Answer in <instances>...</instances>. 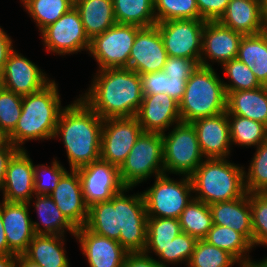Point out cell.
I'll return each mask as SVG.
<instances>
[{"mask_svg":"<svg viewBox=\"0 0 267 267\" xmlns=\"http://www.w3.org/2000/svg\"><path fill=\"white\" fill-rule=\"evenodd\" d=\"M96 72L88 91L80 97L102 119L135 117L143 99L140 75L129 68Z\"/></svg>","mask_w":267,"mask_h":267,"instance_id":"obj_1","label":"cell"},{"mask_svg":"<svg viewBox=\"0 0 267 267\" xmlns=\"http://www.w3.org/2000/svg\"><path fill=\"white\" fill-rule=\"evenodd\" d=\"M103 121L81 97L63 107L54 139L63 140L70 170L100 159Z\"/></svg>","mask_w":267,"mask_h":267,"instance_id":"obj_2","label":"cell"},{"mask_svg":"<svg viewBox=\"0 0 267 267\" xmlns=\"http://www.w3.org/2000/svg\"><path fill=\"white\" fill-rule=\"evenodd\" d=\"M58 84L51 80L41 90L24 95L22 111L15 129L6 137L17 149L28 140L54 139L62 111Z\"/></svg>","mask_w":267,"mask_h":267,"instance_id":"obj_3","label":"cell"},{"mask_svg":"<svg viewBox=\"0 0 267 267\" xmlns=\"http://www.w3.org/2000/svg\"><path fill=\"white\" fill-rule=\"evenodd\" d=\"M244 169L226 158H205L190 175L194 198L211 205L243 197Z\"/></svg>","mask_w":267,"mask_h":267,"instance_id":"obj_4","label":"cell"},{"mask_svg":"<svg viewBox=\"0 0 267 267\" xmlns=\"http://www.w3.org/2000/svg\"><path fill=\"white\" fill-rule=\"evenodd\" d=\"M223 82L213 67L200 65L188 78L179 102L181 121L192 122L225 112L227 95Z\"/></svg>","mask_w":267,"mask_h":267,"instance_id":"obj_5","label":"cell"},{"mask_svg":"<svg viewBox=\"0 0 267 267\" xmlns=\"http://www.w3.org/2000/svg\"><path fill=\"white\" fill-rule=\"evenodd\" d=\"M170 130L167 135L162 134L165 174L190 176L205 159L195 127L191 122L181 121Z\"/></svg>","mask_w":267,"mask_h":267,"instance_id":"obj_6","label":"cell"},{"mask_svg":"<svg viewBox=\"0 0 267 267\" xmlns=\"http://www.w3.org/2000/svg\"><path fill=\"white\" fill-rule=\"evenodd\" d=\"M119 170L124 186L132 189L154 174H164L162 134L143 132Z\"/></svg>","mask_w":267,"mask_h":267,"instance_id":"obj_7","label":"cell"},{"mask_svg":"<svg viewBox=\"0 0 267 267\" xmlns=\"http://www.w3.org/2000/svg\"><path fill=\"white\" fill-rule=\"evenodd\" d=\"M168 176H156L152 187L142 192L148 217L179 219L194 198L190 176L182 175L179 181Z\"/></svg>","mask_w":267,"mask_h":267,"instance_id":"obj_8","label":"cell"},{"mask_svg":"<svg viewBox=\"0 0 267 267\" xmlns=\"http://www.w3.org/2000/svg\"><path fill=\"white\" fill-rule=\"evenodd\" d=\"M142 27L115 23L104 33L90 40L89 53L99 65L98 70L107 68H129V55Z\"/></svg>","mask_w":267,"mask_h":267,"instance_id":"obj_9","label":"cell"},{"mask_svg":"<svg viewBox=\"0 0 267 267\" xmlns=\"http://www.w3.org/2000/svg\"><path fill=\"white\" fill-rule=\"evenodd\" d=\"M205 23V20L197 19H173L156 23L168 56L197 60L200 63Z\"/></svg>","mask_w":267,"mask_h":267,"instance_id":"obj_10","label":"cell"},{"mask_svg":"<svg viewBox=\"0 0 267 267\" xmlns=\"http://www.w3.org/2000/svg\"><path fill=\"white\" fill-rule=\"evenodd\" d=\"M40 33L47 52L62 56L82 50L89 51L90 40L85 34L80 14L75 6Z\"/></svg>","mask_w":267,"mask_h":267,"instance_id":"obj_11","label":"cell"},{"mask_svg":"<svg viewBox=\"0 0 267 267\" xmlns=\"http://www.w3.org/2000/svg\"><path fill=\"white\" fill-rule=\"evenodd\" d=\"M131 188L119 192V243L127 252H143L147 242V212L142 193L125 195Z\"/></svg>","mask_w":267,"mask_h":267,"instance_id":"obj_12","label":"cell"},{"mask_svg":"<svg viewBox=\"0 0 267 267\" xmlns=\"http://www.w3.org/2000/svg\"><path fill=\"white\" fill-rule=\"evenodd\" d=\"M143 132L136 117L104 119L100 159L120 168Z\"/></svg>","mask_w":267,"mask_h":267,"instance_id":"obj_13","label":"cell"},{"mask_svg":"<svg viewBox=\"0 0 267 267\" xmlns=\"http://www.w3.org/2000/svg\"><path fill=\"white\" fill-rule=\"evenodd\" d=\"M88 207L95 203L109 201L121 192L124 184L121 181L119 167L102 159L76 169Z\"/></svg>","mask_w":267,"mask_h":267,"instance_id":"obj_14","label":"cell"},{"mask_svg":"<svg viewBox=\"0 0 267 267\" xmlns=\"http://www.w3.org/2000/svg\"><path fill=\"white\" fill-rule=\"evenodd\" d=\"M167 58L157 25L142 27L129 55V69L139 75L162 71Z\"/></svg>","mask_w":267,"mask_h":267,"instance_id":"obj_15","label":"cell"},{"mask_svg":"<svg viewBox=\"0 0 267 267\" xmlns=\"http://www.w3.org/2000/svg\"><path fill=\"white\" fill-rule=\"evenodd\" d=\"M50 81L45 72L15 49L10 53L1 72L3 88L21 96L41 90Z\"/></svg>","mask_w":267,"mask_h":267,"instance_id":"obj_16","label":"cell"},{"mask_svg":"<svg viewBox=\"0 0 267 267\" xmlns=\"http://www.w3.org/2000/svg\"><path fill=\"white\" fill-rule=\"evenodd\" d=\"M242 37L241 33L233 31L219 21H206L202 34L200 65L212 67L209 59L222 65L236 59Z\"/></svg>","mask_w":267,"mask_h":267,"instance_id":"obj_17","label":"cell"},{"mask_svg":"<svg viewBox=\"0 0 267 267\" xmlns=\"http://www.w3.org/2000/svg\"><path fill=\"white\" fill-rule=\"evenodd\" d=\"M34 164L26 149H18L9 159L2 187L3 200L31 204L34 191Z\"/></svg>","mask_w":267,"mask_h":267,"instance_id":"obj_18","label":"cell"},{"mask_svg":"<svg viewBox=\"0 0 267 267\" xmlns=\"http://www.w3.org/2000/svg\"><path fill=\"white\" fill-rule=\"evenodd\" d=\"M144 132L165 133L181 122L179 103L166 93L143 95L135 116Z\"/></svg>","mask_w":267,"mask_h":267,"instance_id":"obj_19","label":"cell"},{"mask_svg":"<svg viewBox=\"0 0 267 267\" xmlns=\"http://www.w3.org/2000/svg\"><path fill=\"white\" fill-rule=\"evenodd\" d=\"M205 158H229L231 152L230 125L227 111L198 118L191 122Z\"/></svg>","mask_w":267,"mask_h":267,"instance_id":"obj_20","label":"cell"},{"mask_svg":"<svg viewBox=\"0 0 267 267\" xmlns=\"http://www.w3.org/2000/svg\"><path fill=\"white\" fill-rule=\"evenodd\" d=\"M71 172V173H70ZM66 172L55 189L49 194L66 219L76 228L85 226L88 218L81 187V181L76 170Z\"/></svg>","mask_w":267,"mask_h":267,"instance_id":"obj_21","label":"cell"},{"mask_svg":"<svg viewBox=\"0 0 267 267\" xmlns=\"http://www.w3.org/2000/svg\"><path fill=\"white\" fill-rule=\"evenodd\" d=\"M75 238L90 267H123L128 252L118 241L97 235L85 226L76 230Z\"/></svg>","mask_w":267,"mask_h":267,"instance_id":"obj_22","label":"cell"},{"mask_svg":"<svg viewBox=\"0 0 267 267\" xmlns=\"http://www.w3.org/2000/svg\"><path fill=\"white\" fill-rule=\"evenodd\" d=\"M28 203L2 200L1 217L8 248L14 254H23L36 235L32 219L29 217Z\"/></svg>","mask_w":267,"mask_h":267,"instance_id":"obj_23","label":"cell"},{"mask_svg":"<svg viewBox=\"0 0 267 267\" xmlns=\"http://www.w3.org/2000/svg\"><path fill=\"white\" fill-rule=\"evenodd\" d=\"M218 21L242 35H255L267 29L261 0H230Z\"/></svg>","mask_w":267,"mask_h":267,"instance_id":"obj_24","label":"cell"},{"mask_svg":"<svg viewBox=\"0 0 267 267\" xmlns=\"http://www.w3.org/2000/svg\"><path fill=\"white\" fill-rule=\"evenodd\" d=\"M212 222L243 234L253 245L252 214L249 193L232 201L209 205Z\"/></svg>","mask_w":267,"mask_h":267,"instance_id":"obj_25","label":"cell"},{"mask_svg":"<svg viewBox=\"0 0 267 267\" xmlns=\"http://www.w3.org/2000/svg\"><path fill=\"white\" fill-rule=\"evenodd\" d=\"M227 115H238L267 126V86L252 90L228 92Z\"/></svg>","mask_w":267,"mask_h":267,"instance_id":"obj_26","label":"cell"},{"mask_svg":"<svg viewBox=\"0 0 267 267\" xmlns=\"http://www.w3.org/2000/svg\"><path fill=\"white\" fill-rule=\"evenodd\" d=\"M80 14L85 34L92 40L104 33L116 22L113 0H74Z\"/></svg>","mask_w":267,"mask_h":267,"instance_id":"obj_27","label":"cell"},{"mask_svg":"<svg viewBox=\"0 0 267 267\" xmlns=\"http://www.w3.org/2000/svg\"><path fill=\"white\" fill-rule=\"evenodd\" d=\"M63 235H35L23 253L41 267H70Z\"/></svg>","mask_w":267,"mask_h":267,"instance_id":"obj_28","label":"cell"},{"mask_svg":"<svg viewBox=\"0 0 267 267\" xmlns=\"http://www.w3.org/2000/svg\"><path fill=\"white\" fill-rule=\"evenodd\" d=\"M85 227L93 233L119 242V193L109 201L99 202L88 208Z\"/></svg>","mask_w":267,"mask_h":267,"instance_id":"obj_29","label":"cell"},{"mask_svg":"<svg viewBox=\"0 0 267 267\" xmlns=\"http://www.w3.org/2000/svg\"><path fill=\"white\" fill-rule=\"evenodd\" d=\"M34 209L38 214L40 223L34 222L33 229L36 235H63L66 231L75 237L76 228L66 219L60 209L57 207L53 199L49 195L34 196ZM43 226L41 227L40 226Z\"/></svg>","mask_w":267,"mask_h":267,"instance_id":"obj_30","label":"cell"},{"mask_svg":"<svg viewBox=\"0 0 267 267\" xmlns=\"http://www.w3.org/2000/svg\"><path fill=\"white\" fill-rule=\"evenodd\" d=\"M237 59L250 68L262 86H267V29L255 35H243Z\"/></svg>","mask_w":267,"mask_h":267,"instance_id":"obj_31","label":"cell"},{"mask_svg":"<svg viewBox=\"0 0 267 267\" xmlns=\"http://www.w3.org/2000/svg\"><path fill=\"white\" fill-rule=\"evenodd\" d=\"M204 240L229 252L240 263L251 261L249 252L253 248L252 243L243 234L229 227L213 224Z\"/></svg>","mask_w":267,"mask_h":267,"instance_id":"obj_32","label":"cell"},{"mask_svg":"<svg viewBox=\"0 0 267 267\" xmlns=\"http://www.w3.org/2000/svg\"><path fill=\"white\" fill-rule=\"evenodd\" d=\"M117 23L139 27L156 25L154 0H113Z\"/></svg>","mask_w":267,"mask_h":267,"instance_id":"obj_33","label":"cell"},{"mask_svg":"<svg viewBox=\"0 0 267 267\" xmlns=\"http://www.w3.org/2000/svg\"><path fill=\"white\" fill-rule=\"evenodd\" d=\"M197 241L198 239L196 237L190 236L185 232H181L168 245L145 246L143 252L148 254L153 251L155 255L159 257L156 261L164 267H168L167 263L175 265L179 264V262H186L188 264Z\"/></svg>","mask_w":267,"mask_h":267,"instance_id":"obj_34","label":"cell"},{"mask_svg":"<svg viewBox=\"0 0 267 267\" xmlns=\"http://www.w3.org/2000/svg\"><path fill=\"white\" fill-rule=\"evenodd\" d=\"M182 232L204 239L212 228V215L209 205L193 198L179 217Z\"/></svg>","mask_w":267,"mask_h":267,"instance_id":"obj_35","label":"cell"},{"mask_svg":"<svg viewBox=\"0 0 267 267\" xmlns=\"http://www.w3.org/2000/svg\"><path fill=\"white\" fill-rule=\"evenodd\" d=\"M231 144L256 148L267 139V126L238 115H228Z\"/></svg>","mask_w":267,"mask_h":267,"instance_id":"obj_36","label":"cell"},{"mask_svg":"<svg viewBox=\"0 0 267 267\" xmlns=\"http://www.w3.org/2000/svg\"><path fill=\"white\" fill-rule=\"evenodd\" d=\"M74 7V0H31L24 8L41 32Z\"/></svg>","mask_w":267,"mask_h":267,"instance_id":"obj_37","label":"cell"},{"mask_svg":"<svg viewBox=\"0 0 267 267\" xmlns=\"http://www.w3.org/2000/svg\"><path fill=\"white\" fill-rule=\"evenodd\" d=\"M240 262L229 252L198 239L188 267H232Z\"/></svg>","mask_w":267,"mask_h":267,"instance_id":"obj_38","label":"cell"},{"mask_svg":"<svg viewBox=\"0 0 267 267\" xmlns=\"http://www.w3.org/2000/svg\"><path fill=\"white\" fill-rule=\"evenodd\" d=\"M244 184L247 193H267V139L257 147L248 172L244 170Z\"/></svg>","mask_w":267,"mask_h":267,"instance_id":"obj_39","label":"cell"},{"mask_svg":"<svg viewBox=\"0 0 267 267\" xmlns=\"http://www.w3.org/2000/svg\"><path fill=\"white\" fill-rule=\"evenodd\" d=\"M156 23L173 19H197L199 16L196 0H154Z\"/></svg>","mask_w":267,"mask_h":267,"instance_id":"obj_40","label":"cell"},{"mask_svg":"<svg viewBox=\"0 0 267 267\" xmlns=\"http://www.w3.org/2000/svg\"><path fill=\"white\" fill-rule=\"evenodd\" d=\"M221 66L230 81V84L223 82L226 94L233 91L252 90L262 86L250 68L237 58Z\"/></svg>","mask_w":267,"mask_h":267,"instance_id":"obj_41","label":"cell"},{"mask_svg":"<svg viewBox=\"0 0 267 267\" xmlns=\"http://www.w3.org/2000/svg\"><path fill=\"white\" fill-rule=\"evenodd\" d=\"M181 232L179 219L148 217L146 246H166Z\"/></svg>","mask_w":267,"mask_h":267,"instance_id":"obj_42","label":"cell"},{"mask_svg":"<svg viewBox=\"0 0 267 267\" xmlns=\"http://www.w3.org/2000/svg\"><path fill=\"white\" fill-rule=\"evenodd\" d=\"M23 96L0 90V131L7 137L16 127L22 111Z\"/></svg>","mask_w":267,"mask_h":267,"instance_id":"obj_43","label":"cell"},{"mask_svg":"<svg viewBox=\"0 0 267 267\" xmlns=\"http://www.w3.org/2000/svg\"><path fill=\"white\" fill-rule=\"evenodd\" d=\"M252 214L253 248L267 246V193H249Z\"/></svg>","mask_w":267,"mask_h":267,"instance_id":"obj_44","label":"cell"},{"mask_svg":"<svg viewBox=\"0 0 267 267\" xmlns=\"http://www.w3.org/2000/svg\"><path fill=\"white\" fill-rule=\"evenodd\" d=\"M67 170L57 159L51 163V167L45 164L34 165V191L37 195H49L59 183Z\"/></svg>","mask_w":267,"mask_h":267,"instance_id":"obj_45","label":"cell"},{"mask_svg":"<svg viewBox=\"0 0 267 267\" xmlns=\"http://www.w3.org/2000/svg\"><path fill=\"white\" fill-rule=\"evenodd\" d=\"M199 66L197 60L168 56L162 71L169 77L189 78Z\"/></svg>","mask_w":267,"mask_h":267,"instance_id":"obj_46","label":"cell"},{"mask_svg":"<svg viewBox=\"0 0 267 267\" xmlns=\"http://www.w3.org/2000/svg\"><path fill=\"white\" fill-rule=\"evenodd\" d=\"M230 0H196L199 16L205 21H218Z\"/></svg>","mask_w":267,"mask_h":267,"instance_id":"obj_47","label":"cell"},{"mask_svg":"<svg viewBox=\"0 0 267 267\" xmlns=\"http://www.w3.org/2000/svg\"><path fill=\"white\" fill-rule=\"evenodd\" d=\"M143 95L166 93V74L163 71L141 74Z\"/></svg>","mask_w":267,"mask_h":267,"instance_id":"obj_48","label":"cell"},{"mask_svg":"<svg viewBox=\"0 0 267 267\" xmlns=\"http://www.w3.org/2000/svg\"><path fill=\"white\" fill-rule=\"evenodd\" d=\"M123 267H164L144 252H128Z\"/></svg>","mask_w":267,"mask_h":267,"instance_id":"obj_49","label":"cell"},{"mask_svg":"<svg viewBox=\"0 0 267 267\" xmlns=\"http://www.w3.org/2000/svg\"><path fill=\"white\" fill-rule=\"evenodd\" d=\"M17 150L18 149L8 139H5L0 144V190H2L5 180L7 163Z\"/></svg>","mask_w":267,"mask_h":267,"instance_id":"obj_50","label":"cell"},{"mask_svg":"<svg viewBox=\"0 0 267 267\" xmlns=\"http://www.w3.org/2000/svg\"><path fill=\"white\" fill-rule=\"evenodd\" d=\"M187 81L188 78H175L166 75V94L179 103L183 97Z\"/></svg>","mask_w":267,"mask_h":267,"instance_id":"obj_51","label":"cell"},{"mask_svg":"<svg viewBox=\"0 0 267 267\" xmlns=\"http://www.w3.org/2000/svg\"><path fill=\"white\" fill-rule=\"evenodd\" d=\"M12 39L0 26V72L3 71L10 53L14 50Z\"/></svg>","mask_w":267,"mask_h":267,"instance_id":"obj_52","label":"cell"},{"mask_svg":"<svg viewBox=\"0 0 267 267\" xmlns=\"http://www.w3.org/2000/svg\"><path fill=\"white\" fill-rule=\"evenodd\" d=\"M14 254L7 244L6 234L4 232L2 217H1V202H0V255Z\"/></svg>","mask_w":267,"mask_h":267,"instance_id":"obj_53","label":"cell"},{"mask_svg":"<svg viewBox=\"0 0 267 267\" xmlns=\"http://www.w3.org/2000/svg\"><path fill=\"white\" fill-rule=\"evenodd\" d=\"M0 267H17V254L0 255Z\"/></svg>","mask_w":267,"mask_h":267,"instance_id":"obj_54","label":"cell"},{"mask_svg":"<svg viewBox=\"0 0 267 267\" xmlns=\"http://www.w3.org/2000/svg\"><path fill=\"white\" fill-rule=\"evenodd\" d=\"M17 267H41L38 263L28 259L24 254H17Z\"/></svg>","mask_w":267,"mask_h":267,"instance_id":"obj_55","label":"cell"},{"mask_svg":"<svg viewBox=\"0 0 267 267\" xmlns=\"http://www.w3.org/2000/svg\"><path fill=\"white\" fill-rule=\"evenodd\" d=\"M251 262L256 266V267H267V257L264 259H262V261L260 260V262H256V261H252Z\"/></svg>","mask_w":267,"mask_h":267,"instance_id":"obj_56","label":"cell"},{"mask_svg":"<svg viewBox=\"0 0 267 267\" xmlns=\"http://www.w3.org/2000/svg\"><path fill=\"white\" fill-rule=\"evenodd\" d=\"M262 3V9L265 17L267 18V0H261Z\"/></svg>","mask_w":267,"mask_h":267,"instance_id":"obj_57","label":"cell"},{"mask_svg":"<svg viewBox=\"0 0 267 267\" xmlns=\"http://www.w3.org/2000/svg\"><path fill=\"white\" fill-rule=\"evenodd\" d=\"M240 267H256L251 261L239 263Z\"/></svg>","mask_w":267,"mask_h":267,"instance_id":"obj_58","label":"cell"},{"mask_svg":"<svg viewBox=\"0 0 267 267\" xmlns=\"http://www.w3.org/2000/svg\"><path fill=\"white\" fill-rule=\"evenodd\" d=\"M6 139V136L0 131V144Z\"/></svg>","mask_w":267,"mask_h":267,"instance_id":"obj_59","label":"cell"},{"mask_svg":"<svg viewBox=\"0 0 267 267\" xmlns=\"http://www.w3.org/2000/svg\"><path fill=\"white\" fill-rule=\"evenodd\" d=\"M20 1H21L20 3H22L23 6L25 7L31 0H20Z\"/></svg>","mask_w":267,"mask_h":267,"instance_id":"obj_60","label":"cell"}]
</instances>
